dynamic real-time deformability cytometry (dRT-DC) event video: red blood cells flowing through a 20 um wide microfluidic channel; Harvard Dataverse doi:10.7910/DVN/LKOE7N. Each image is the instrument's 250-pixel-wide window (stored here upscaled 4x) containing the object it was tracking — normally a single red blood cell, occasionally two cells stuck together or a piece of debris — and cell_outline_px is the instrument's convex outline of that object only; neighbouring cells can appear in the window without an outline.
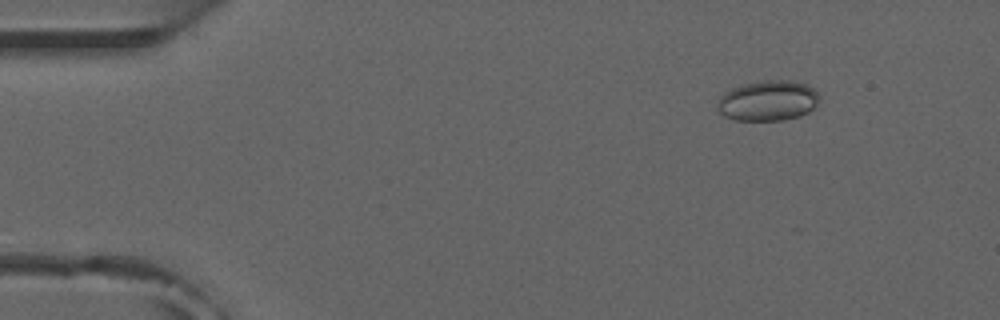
{"species": "common noctule bat (a hibernating species)", "species_latin": "Nyctalus noctula", "temperature_condition": "room temperature", "stored_images_in_passage": 53, "camera_frame_rate_fps": 3000, "um_per_image_px": 0.085, "animal": {"sex": "male", "forearm_length_mm": 52.5}, "frame": {"image": 1, "passage_image": 7, "time_ms": 2.0, "image_size_px": [1000, 320], "cell_outline_px": [[820, 104], [808, 112], [800, 116], [784, 120], [736, 120], [724, 116], [716, 108], [716, 104], [720, 96], [724, 92], [732, 88], [744, 84], [764, 80], [792, 80], [808, 84], [820, 96]], "centroid_in_image_um": [65.3, 8.55], "position_along_channel_um": 19.7, "area_um2": 24.33}}
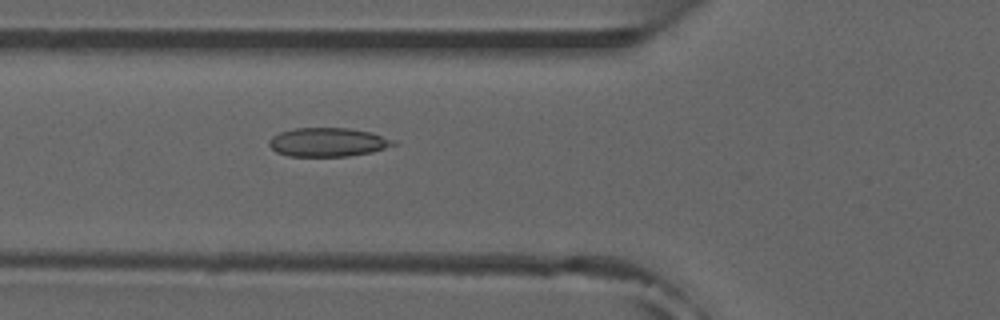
{"frame": {"image": 2, "passage_image": 20, "time_ms": 6.333, "image_size_px": [1000, 320], "cell_outline_px": [[396, 144], [372, 152], [348, 156], [288, 156], [276, 152], [268, 144], [268, 140], [272, 136], [280, 132], [292, 128], [348, 128], [372, 132], [396, 140]], "centroid_in_image_um": [27.86, 12.08], "position_along_channel_um": 97.9, "area_um2": 20.98}}
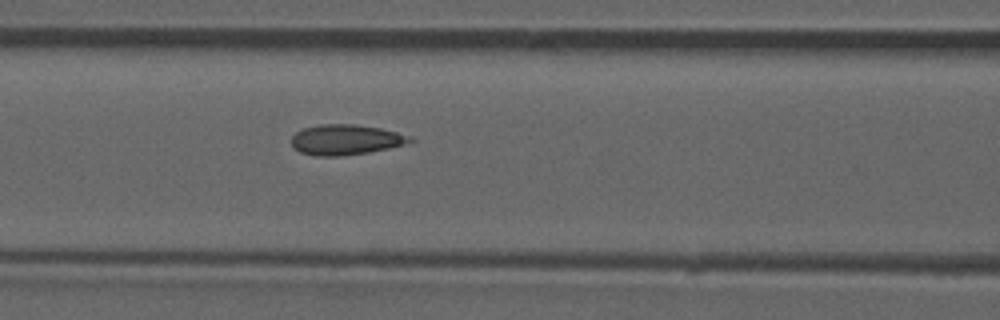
{"frame": {"image": 3, "passage_image": 23, "time_ms": 7.333, "image_size_px": [1000, 320], "cell_outline_px": [[416, 140], [408, 144], [368, 152], [340, 156], [316, 156], [300, 152], [292, 148], [292, 136], [296, 132], [304, 128], [320, 124], [356, 124], [380, 128], [412, 136]], "centroid_in_image_um": [29.4, 11.87], "position_along_channel_um": 137.2, "area_um2": 21.1}, "authors_computed_cell_mechanics": {"area_um2": 20.7502, "velocity_mm_per_s": 3.8979, "shape_relaxation_time_tau1_ms": null, "shape_relaxation_time_tau2_ms": 1.399, "deformation_change_tau1": null, "deformation_change_tau2": 0.1}}